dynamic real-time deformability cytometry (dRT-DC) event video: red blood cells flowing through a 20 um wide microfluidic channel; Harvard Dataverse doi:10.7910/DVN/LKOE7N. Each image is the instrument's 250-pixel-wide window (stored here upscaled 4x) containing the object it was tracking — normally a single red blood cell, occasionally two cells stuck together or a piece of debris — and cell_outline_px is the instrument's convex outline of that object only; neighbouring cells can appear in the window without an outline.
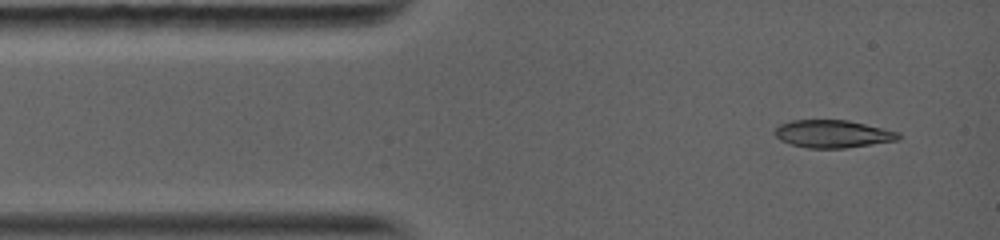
{"species": "common noctule bat (a hibernating species)", "species_latin": "Nyctalus noctula", "temperature_condition": "warm", "stored_images_in_passage": 3, "camera_frame_rate_fps": 5000, "um_per_image_px": 0.085, "animal": {"sex": "female", "body_mass_g": 19.0, "forearm_length_mm": 56.7}, "frame": {"image": 1, "passage_image": 1, "time_ms": 0.0, "image_size_px": [1000, 240], "cell_outline_px": [[900, 140], [844, 148], [808, 148], [792, 144], [780, 140], [772, 132], [780, 124], [792, 120], [848, 120], [900, 132]], "centroid_in_image_um": [70.79, 11.38], "position_along_channel_um": 14.2, "area_um2": 19.94}}
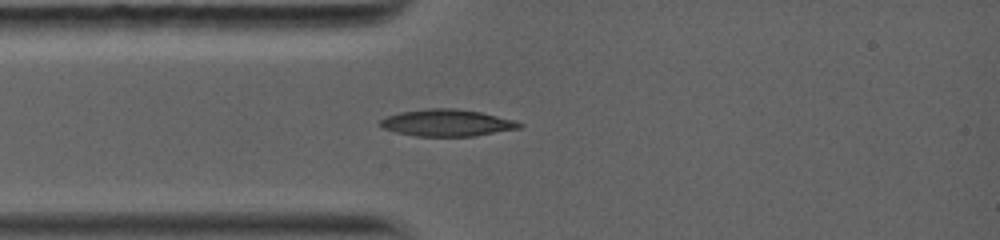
{"frame": {"image": 2, "passage_image": 3, "time_ms": 2.0, "image_size_px": [1000, 240], "cell_outline_px": [[524, 124], [520, 128], [476, 136], [416, 136], [396, 132], [384, 128], [380, 124], [380, 120], [384, 116], [400, 112], [428, 108], [456, 108], [480, 112], [516, 120]], "centroid_in_image_um": [38.01, 10.43], "position_along_channel_um": 47.0, "area_um2": 21.85}}